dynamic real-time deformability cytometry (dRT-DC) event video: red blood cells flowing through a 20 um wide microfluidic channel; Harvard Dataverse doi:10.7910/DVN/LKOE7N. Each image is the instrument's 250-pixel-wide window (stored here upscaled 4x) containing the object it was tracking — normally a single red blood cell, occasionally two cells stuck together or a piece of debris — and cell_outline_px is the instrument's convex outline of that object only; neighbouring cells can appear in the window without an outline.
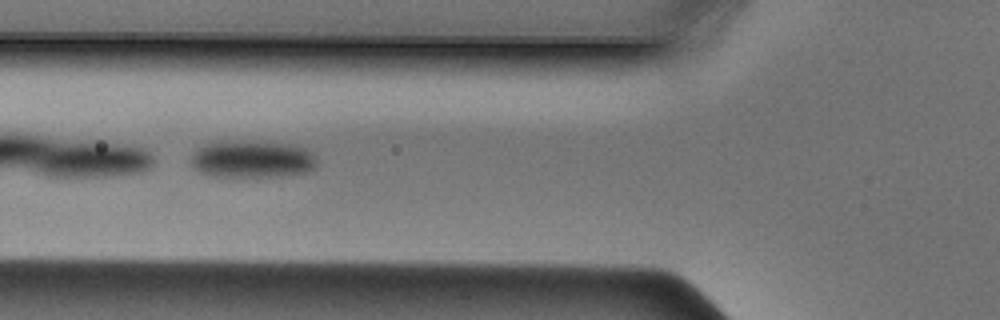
{"species": "Egyptian fruit bat (a non-hibernating species)", "species_latin": "Rousettus aegyptiacus", "temperature_condition": "cold", "stored_images_in_passage": 46, "camera_frame_rate_fps": 3000, "um_per_image_px": 0.085, "animal": {"sex": "male"}, "frame": {"image": 1, "passage_image": 17, "time_ms": 5.333, "image_size_px": [1000, 320], "cell_outline_px": [[316, 168], [308, 172], [288, 176], [212, 176], [200, 172], [188, 160], [192, 152], [196, 148], [208, 140], [256, 140], [296, 144], [308, 148], [316, 156]], "centroid_in_image_um": [21.43, 13.48], "position_along_channel_um": 104.4, "area_um2": 28.73}}
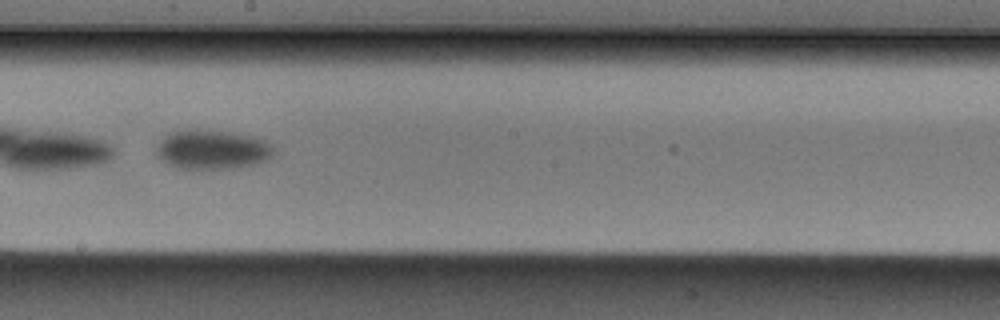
{"frame": {"image": 2, "passage_image": 26, "time_ms": 8.333, "image_size_px": [1000, 320], "cell_outline_px": [[276, 152], [268, 160], [236, 168], [192, 172], [176, 168], [160, 160], [152, 152], [156, 144], [168, 132], [196, 128], [232, 132], [252, 136], [264, 140], [272, 144]], "centroid_in_image_um": [17.96, 12.74], "position_along_channel_um": 230.2, "area_um2": 28.44}}
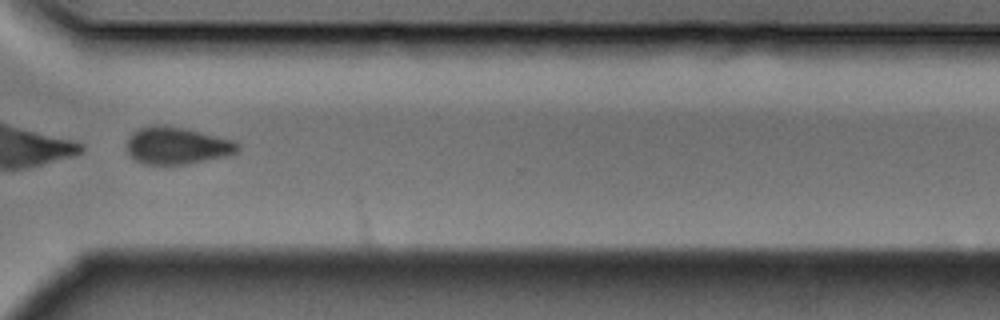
{"frame": {"image": 3, "passage_image": 35, "time_ms": 11.333, "image_size_px": [1000, 320], "cell_outline_px": [[240, 148], [236, 152], [224, 156], [188, 164], [144, 164], [136, 160], [128, 152], [128, 140], [132, 132], [136, 128], [152, 124], [164, 124], [184, 128], [236, 140], [240, 144]], "centroid_in_image_um": [15.05, 12.35], "position_along_channel_um": 355.5, "area_um2": 24.16}}